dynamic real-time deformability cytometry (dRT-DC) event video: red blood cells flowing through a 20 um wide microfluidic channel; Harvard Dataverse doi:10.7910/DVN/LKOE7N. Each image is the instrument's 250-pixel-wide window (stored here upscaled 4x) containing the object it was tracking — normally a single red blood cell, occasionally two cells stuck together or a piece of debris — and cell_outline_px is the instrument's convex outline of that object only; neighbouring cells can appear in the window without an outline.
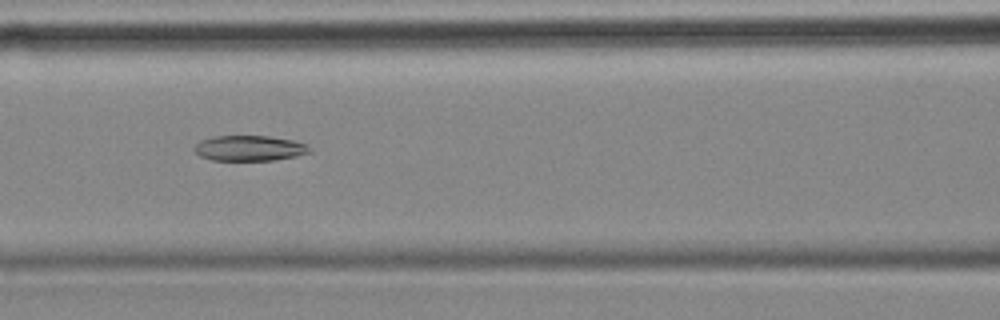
{"species": "common noctule bat (a hibernating species)", "species_latin": "Nyctalus noctula", "temperature_condition": "cold", "stored_images_in_passage": 56, "camera_frame_rate_fps": 3000, "um_per_image_px": 0.085, "animal": {"sex": "female", "body_mass_g": 18.4}, "frame": {"image": 1, "passage_image": 24, "time_ms": 7.667, "image_size_px": [1000, 320], "cell_outline_px": [[312, 148], [308, 152], [296, 156], [272, 160], [212, 160], [200, 156], [192, 148], [200, 140], [216, 136], [268, 136], [292, 140], [308, 144]], "centroid_in_image_um": [21.19, 12.59], "position_along_channel_um": 145.4, "area_um2": 16.99}}
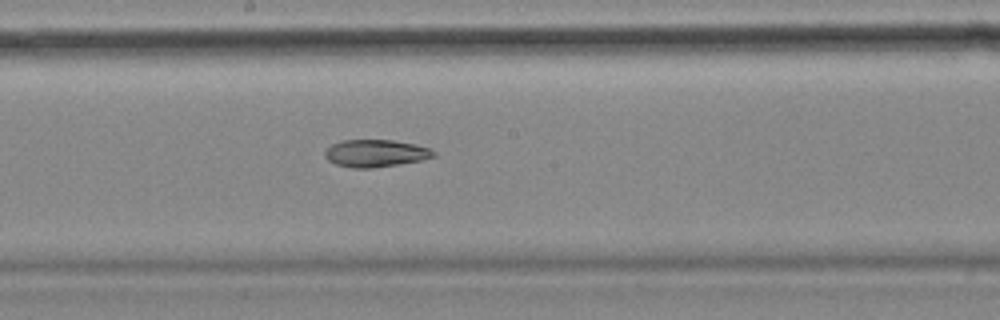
{"frame": {"image": 2, "passage_image": 30, "time_ms": 9.667, "image_size_px": [1000, 320], "cell_outline_px": [[436, 156], [420, 160], [372, 168], [352, 168], [336, 164], [328, 160], [324, 156], [324, 152], [332, 144], [344, 140], [392, 140], [416, 144], [432, 148], [436, 152]], "centroid_in_image_um": [31.94, 13.02], "position_along_channel_um": 216.3, "area_um2": 17.28}}
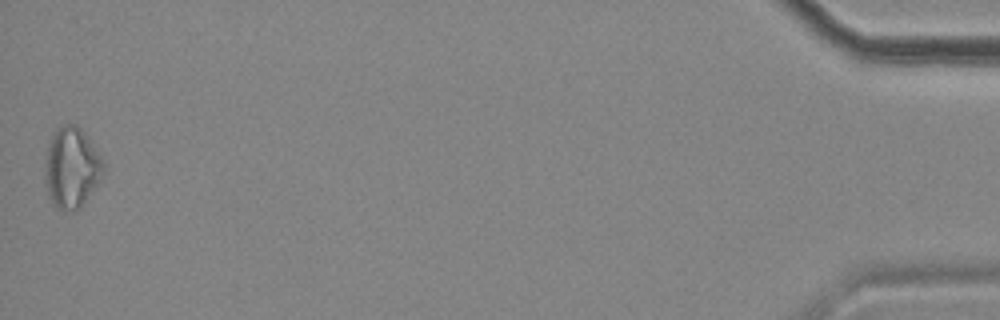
{"frame": {"image": 3, "passage_image": 56, "time_ms": 18.333, "image_size_px": [1000, 320], "cell_outline_px": [[104, 172], [100, 180], [80, 208], [76, 212], [64, 212], [56, 208], [52, 204], [48, 196], [44, 184], [44, 164], [48, 144], [52, 136], [64, 124], [76, 124], [84, 132], [100, 156], [104, 164]], "centroid_in_image_um": [6.05, 14.32], "position_along_channel_um": 429.1, "area_um2": 27.74}}